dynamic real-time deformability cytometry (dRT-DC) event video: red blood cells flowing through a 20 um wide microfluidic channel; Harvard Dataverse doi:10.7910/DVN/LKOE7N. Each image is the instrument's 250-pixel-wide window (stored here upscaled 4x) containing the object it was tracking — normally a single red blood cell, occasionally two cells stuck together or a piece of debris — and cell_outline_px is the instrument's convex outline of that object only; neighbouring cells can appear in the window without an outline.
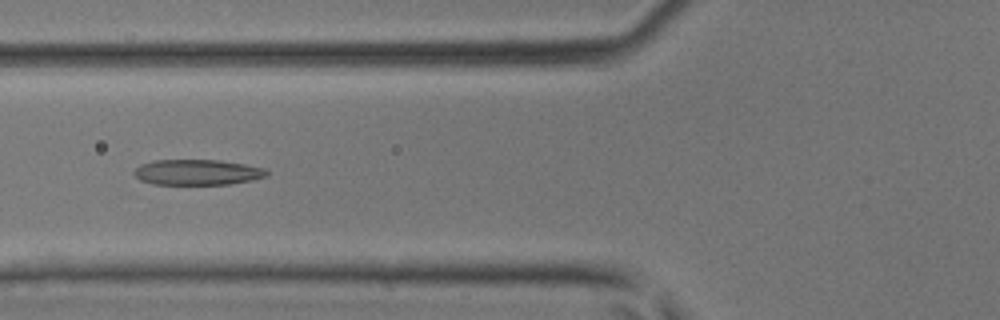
{"species": "common noctule bat (a hibernating species)", "species_latin": "Nyctalus noctula", "temperature_condition": "room temperature", "stored_images_in_passage": 46, "camera_frame_rate_fps": 3000, "um_per_image_px": 0.085, "animal": {"sex": "male", "body_mass_g": 17.9, "forearm_length_mm": 54.2}, "frame": {"image": 1, "passage_image": 18, "time_ms": 5.667, "image_size_px": [1000, 320], "cell_outline_px": [[268, 176], [252, 180], [228, 184], [152, 184], [140, 180], [132, 172], [140, 164], [152, 160], [220, 160], [244, 164], [264, 168], [268, 172]], "centroid_in_image_um": [16.75, 14.64], "position_along_channel_um": 109.0, "area_um2": 19.77}}
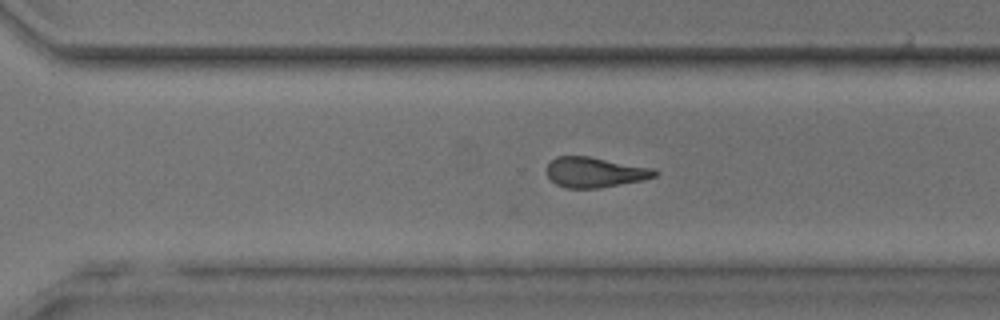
{"frame": {"image": 2, "passage_image": 32, "time_ms": 10.333, "image_size_px": [1000, 320], "cell_outline_px": [[660, 172], [656, 176], [644, 180], [600, 188], [568, 188], [556, 184], [548, 176], [548, 164], [556, 156], [588, 156], [652, 168]], "centroid_in_image_um": [50.59, 14.65], "position_along_channel_um": 320.0, "area_um2": 18.9}}
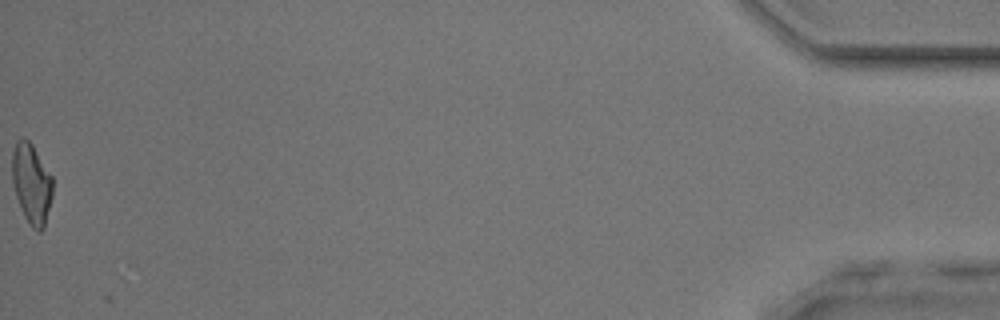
{"frame": {"image": 3, "passage_image": 46, "time_ms": 15.0, "image_size_px": [1000, 320], "cell_outline_px": [[52, 196], [44, 228], [40, 232], [36, 232], [28, 224], [24, 216], [16, 196], [12, 180], [12, 152], [16, 140], [24, 136], [32, 144], [52, 176]], "centroid_in_image_um": [2.67, 15.61], "position_along_channel_um": 432.5, "area_um2": 19.07}}